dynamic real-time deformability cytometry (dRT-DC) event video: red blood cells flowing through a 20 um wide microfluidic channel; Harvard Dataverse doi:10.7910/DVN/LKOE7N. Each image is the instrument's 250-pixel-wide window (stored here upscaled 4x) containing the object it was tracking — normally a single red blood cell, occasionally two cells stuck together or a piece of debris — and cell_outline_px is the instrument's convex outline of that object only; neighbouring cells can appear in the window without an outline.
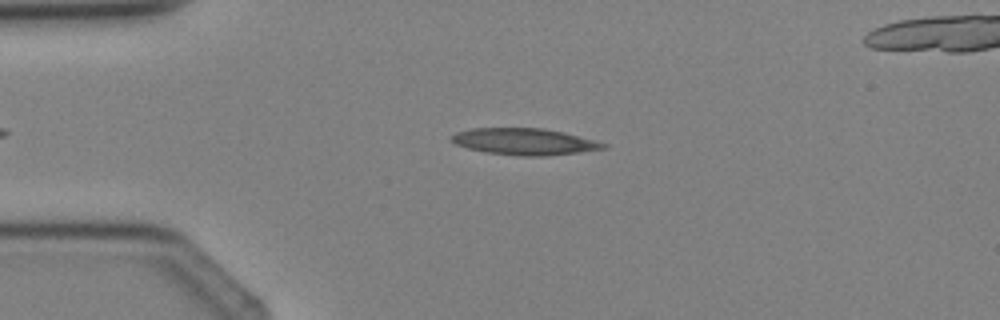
{"species": "Egyptian fruit bat (a non-hibernating species)", "species_latin": "Rousettus aegyptiacus", "temperature_condition": "cold", "stored_images_in_passage": 4, "camera_frame_rate_fps": 3000, "um_per_image_px": 0.085, "animal": {"sex": "female"}, "frame": {"image": 1, "passage_image": 3, "time_ms": 2.333, "image_size_px": [1000, 320], "cell_outline_px": [[608, 148], [580, 152], [548, 156], [520, 156], [484, 152], [468, 148], [456, 144], [448, 136], [456, 132], [472, 128], [544, 128], [564, 132], [608, 144]], "centroid_in_image_um": [44.58, 12.04], "position_along_channel_um": 40.4, "area_um2": 23.64}}